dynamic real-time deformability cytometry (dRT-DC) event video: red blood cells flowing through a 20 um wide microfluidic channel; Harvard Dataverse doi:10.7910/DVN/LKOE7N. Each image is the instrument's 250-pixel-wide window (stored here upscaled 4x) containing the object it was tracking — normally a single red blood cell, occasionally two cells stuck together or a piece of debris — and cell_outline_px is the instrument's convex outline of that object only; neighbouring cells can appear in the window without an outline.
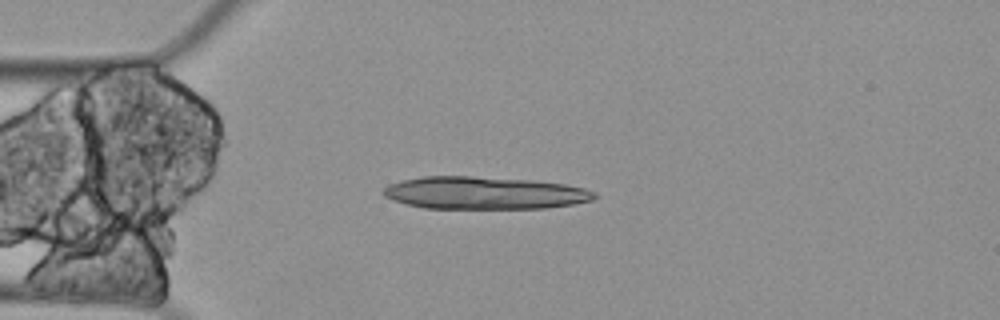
{"species": "Egyptian fruit bat (a non-hibernating species)", "species_latin": "Rousettus aegyptiacus", "temperature_condition": "cold", "stored_images_in_passage": 7, "segment_of_instrument_passage": [1, 2], "camera_frame_rate_fps": 3000, "um_per_image_px": 0.085, "animal": {"sex": "female"}, "frame": {"image": 1, "passage_image": 3, "time_ms": 0.667, "image_size_px": [1000, 320], "cell_outline_px": [[596, 196], [592, 200], [572, 204], [544, 208], [424, 208], [392, 200], [384, 196], [380, 192], [388, 184], [404, 180], [424, 176], [472, 176], [532, 180], [564, 184], [584, 188], [596, 192]], "centroid_in_image_um": [41.14, 16.39], "position_along_channel_um": 43.9, "area_um2": 39.88}}